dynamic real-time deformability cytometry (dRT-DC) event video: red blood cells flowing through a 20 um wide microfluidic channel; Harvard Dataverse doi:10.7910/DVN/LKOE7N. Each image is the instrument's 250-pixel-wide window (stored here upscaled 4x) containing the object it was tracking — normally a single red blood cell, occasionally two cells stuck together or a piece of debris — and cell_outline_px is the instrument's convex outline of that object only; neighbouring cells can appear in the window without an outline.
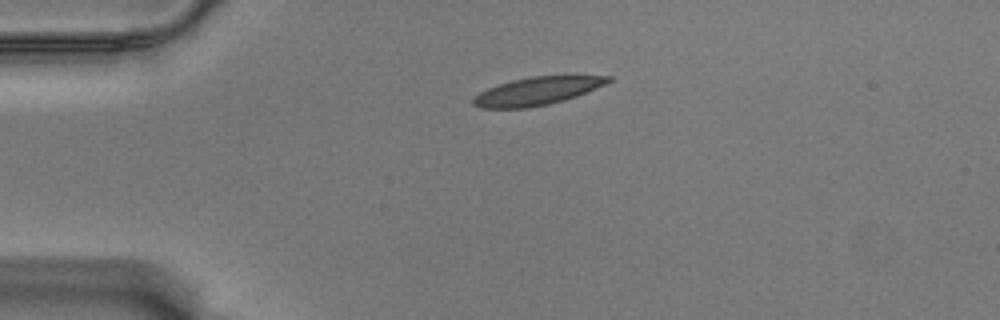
{"species": "Egyptian fruit bat (a non-hibernating species)", "species_latin": "Rousettus aegyptiacus", "temperature_condition": "warm", "stored_images_in_passage": 45, "camera_frame_rate_fps": 3000, "um_per_image_px": 0.085, "animal": {"sex": "male"}, "frame": {"image": 1, "passage_image": 1, "time_ms": 0.0, "image_size_px": [1000, 320], "cell_outline_px": [[612, 80], [596, 88], [576, 96], [564, 100], [548, 104], [528, 108], [480, 108], [472, 104], [472, 100], [480, 92], [488, 88], [512, 80], [528, 76], [612, 76]], "centroid_in_image_um": [45.63, 7.74], "position_along_channel_um": 39.4, "area_um2": 21.73}}
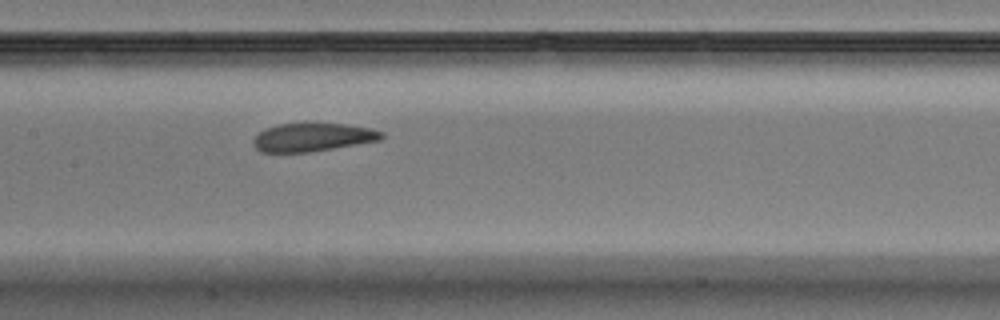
{"frame": {"image": 2, "passage_image": 16, "time_ms": 5.0, "image_size_px": [1000, 320], "cell_outline_px": [[384, 136], [380, 140], [308, 152], [260, 152], [252, 144], [252, 140], [264, 128], [276, 124], [304, 120], [344, 124], [372, 128], [384, 132]], "centroid_in_image_um": [26.54, 11.61], "position_along_channel_um": 180.9, "area_um2": 21.96}}
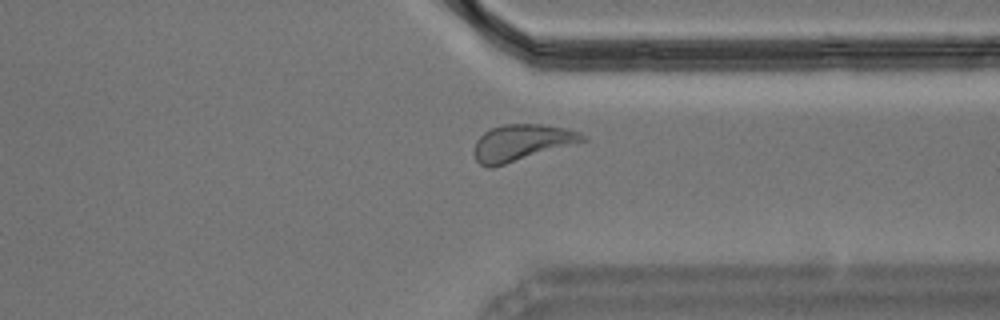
{"frame": {"image": 3, "passage_image": 32, "time_ms": 10.333, "image_size_px": [1000, 320], "cell_outline_px": [[588, 140], [492, 168], [488, 168], [480, 164], [476, 160], [472, 152], [472, 148], [476, 140], [484, 132], [492, 128], [504, 124], [544, 124], [568, 128], [580, 132], [588, 136]], "centroid_in_image_um": [44.34, 12.12], "position_along_channel_um": 367.1, "area_um2": 23.29}, "authors_computed_cell_mechanics": {"area_um2": 22.6576, "velocity_mm_per_s": 3.4966, "shape_relaxation_time_tau1_ms": null, "shape_relaxation_time_tau2_ms": 2.0082, "deformation_change_tau1": null, "deformation_change_tau2": 0.0835}}